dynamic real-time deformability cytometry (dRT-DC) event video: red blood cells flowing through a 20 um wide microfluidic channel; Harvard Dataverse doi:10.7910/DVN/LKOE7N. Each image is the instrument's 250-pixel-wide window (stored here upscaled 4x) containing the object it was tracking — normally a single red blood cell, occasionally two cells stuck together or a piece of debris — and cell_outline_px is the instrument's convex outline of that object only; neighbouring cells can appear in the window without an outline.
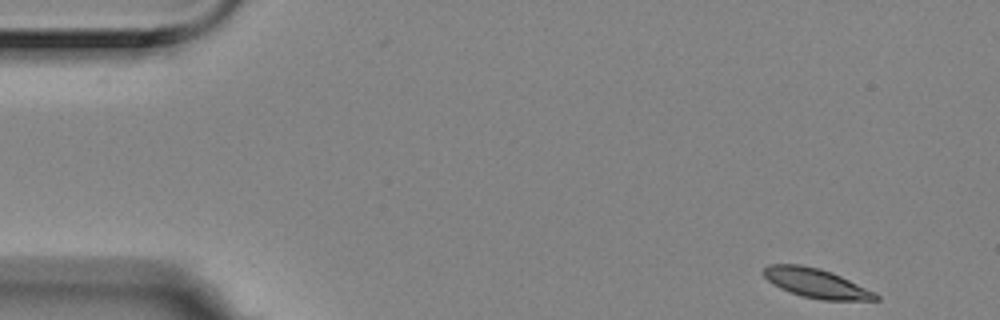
{"species": "Egyptian fruit bat (a non-hibernating species)", "species_latin": "Rousettus aegyptiacus", "temperature_condition": "room temperature", "stored_images_in_passage": 4, "segment_of_instrument_passage": [2, 2], "camera_frame_rate_fps": 3000, "um_per_image_px": 0.085, "animal": {"sex": "female"}, "frame": {"image": 1, "passage_image": 4, "time_ms": 1.0, "image_size_px": [1000, 320], "cell_outline_px": [[880, 300], [820, 300], [800, 296], [780, 288], [772, 284], [760, 272], [768, 264], [800, 264], [820, 268], [832, 272], [876, 292], [880, 296]], "centroid_in_image_um": [69.37, 24.07], "position_along_channel_um": 15.6, "area_um2": 19.42}}